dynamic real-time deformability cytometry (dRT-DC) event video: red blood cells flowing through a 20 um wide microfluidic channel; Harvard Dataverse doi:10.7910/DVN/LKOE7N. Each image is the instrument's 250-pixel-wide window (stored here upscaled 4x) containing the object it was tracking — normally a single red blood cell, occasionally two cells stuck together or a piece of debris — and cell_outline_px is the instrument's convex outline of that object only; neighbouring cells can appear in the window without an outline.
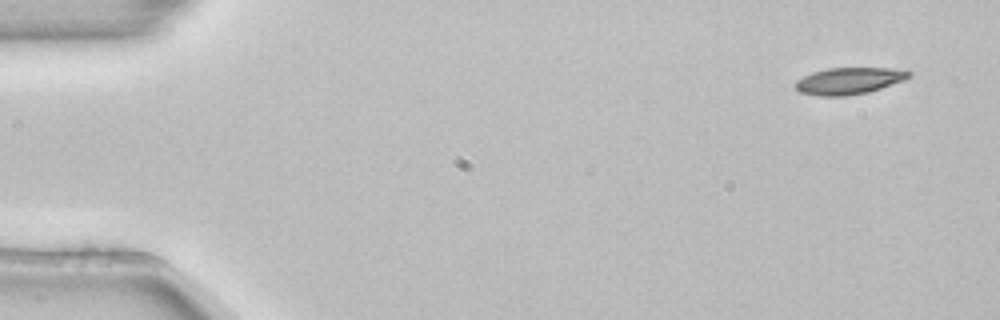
{"species": "common noctule bat (a hibernating species)", "species_latin": "Nyctalus noctula", "temperature_condition": "room temperature", "stored_images_in_passage": 5, "segment_of_instrument_passage": [2, 2], "camera_frame_rate_fps": 3000, "um_per_image_px": 0.085, "animal": {"sex": "female", "body_mass_g": 22.7, "forearm_length_mm": 54.2}, "frame": {"image": 1, "passage_image": 5, "time_ms": 1.333, "image_size_px": [1000, 320], "cell_outline_px": [[912, 76], [904, 80], [868, 92], [848, 96], [820, 96], [800, 92], [796, 88], [796, 80], [812, 72], [828, 68], [888, 68], [912, 72]], "centroid_in_image_um": [72.16, 6.87], "position_along_channel_um": 12.8, "area_um2": 17.57}}